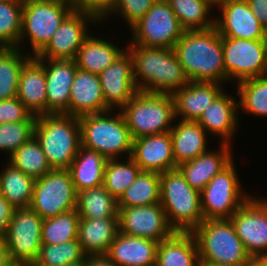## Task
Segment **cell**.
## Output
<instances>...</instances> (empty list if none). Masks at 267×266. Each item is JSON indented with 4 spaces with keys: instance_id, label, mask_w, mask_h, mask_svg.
I'll list each match as a JSON object with an SVG mask.
<instances>
[{
    "instance_id": "cell-57",
    "label": "cell",
    "mask_w": 267,
    "mask_h": 266,
    "mask_svg": "<svg viewBox=\"0 0 267 266\" xmlns=\"http://www.w3.org/2000/svg\"><path fill=\"white\" fill-rule=\"evenodd\" d=\"M9 266H21V265H18V264H15V263H11Z\"/></svg>"
},
{
    "instance_id": "cell-13",
    "label": "cell",
    "mask_w": 267,
    "mask_h": 266,
    "mask_svg": "<svg viewBox=\"0 0 267 266\" xmlns=\"http://www.w3.org/2000/svg\"><path fill=\"white\" fill-rule=\"evenodd\" d=\"M43 219L30 207L14 209L5 236L12 263L32 266L42 245Z\"/></svg>"
},
{
    "instance_id": "cell-39",
    "label": "cell",
    "mask_w": 267,
    "mask_h": 266,
    "mask_svg": "<svg viewBox=\"0 0 267 266\" xmlns=\"http://www.w3.org/2000/svg\"><path fill=\"white\" fill-rule=\"evenodd\" d=\"M122 160L124 161L108 159L104 169L103 186L116 200L121 197L141 172L131 157L126 158L127 161Z\"/></svg>"
},
{
    "instance_id": "cell-21",
    "label": "cell",
    "mask_w": 267,
    "mask_h": 266,
    "mask_svg": "<svg viewBox=\"0 0 267 266\" xmlns=\"http://www.w3.org/2000/svg\"><path fill=\"white\" fill-rule=\"evenodd\" d=\"M236 99L223 90L197 120L209 136L220 137V143L232 145V138L238 131L239 108Z\"/></svg>"
},
{
    "instance_id": "cell-44",
    "label": "cell",
    "mask_w": 267,
    "mask_h": 266,
    "mask_svg": "<svg viewBox=\"0 0 267 266\" xmlns=\"http://www.w3.org/2000/svg\"><path fill=\"white\" fill-rule=\"evenodd\" d=\"M157 0H116L112 11L126 20L129 28L135 25Z\"/></svg>"
},
{
    "instance_id": "cell-6",
    "label": "cell",
    "mask_w": 267,
    "mask_h": 266,
    "mask_svg": "<svg viewBox=\"0 0 267 266\" xmlns=\"http://www.w3.org/2000/svg\"><path fill=\"white\" fill-rule=\"evenodd\" d=\"M192 234L200 263L247 266L252 260L230 219L204 220Z\"/></svg>"
},
{
    "instance_id": "cell-48",
    "label": "cell",
    "mask_w": 267,
    "mask_h": 266,
    "mask_svg": "<svg viewBox=\"0 0 267 266\" xmlns=\"http://www.w3.org/2000/svg\"><path fill=\"white\" fill-rule=\"evenodd\" d=\"M252 13L263 27L267 26V0H247Z\"/></svg>"
},
{
    "instance_id": "cell-11",
    "label": "cell",
    "mask_w": 267,
    "mask_h": 266,
    "mask_svg": "<svg viewBox=\"0 0 267 266\" xmlns=\"http://www.w3.org/2000/svg\"><path fill=\"white\" fill-rule=\"evenodd\" d=\"M77 192L68 169H52L36 179L30 208L42 219L76 209Z\"/></svg>"
},
{
    "instance_id": "cell-35",
    "label": "cell",
    "mask_w": 267,
    "mask_h": 266,
    "mask_svg": "<svg viewBox=\"0 0 267 266\" xmlns=\"http://www.w3.org/2000/svg\"><path fill=\"white\" fill-rule=\"evenodd\" d=\"M160 203V173L141 171L117 200L118 207L147 206Z\"/></svg>"
},
{
    "instance_id": "cell-20",
    "label": "cell",
    "mask_w": 267,
    "mask_h": 266,
    "mask_svg": "<svg viewBox=\"0 0 267 266\" xmlns=\"http://www.w3.org/2000/svg\"><path fill=\"white\" fill-rule=\"evenodd\" d=\"M131 158L141 171L164 173L177 168L170 132L133 139Z\"/></svg>"
},
{
    "instance_id": "cell-26",
    "label": "cell",
    "mask_w": 267,
    "mask_h": 266,
    "mask_svg": "<svg viewBox=\"0 0 267 266\" xmlns=\"http://www.w3.org/2000/svg\"><path fill=\"white\" fill-rule=\"evenodd\" d=\"M17 98L33 115L47 114L46 72L36 57H32L21 70Z\"/></svg>"
},
{
    "instance_id": "cell-24",
    "label": "cell",
    "mask_w": 267,
    "mask_h": 266,
    "mask_svg": "<svg viewBox=\"0 0 267 266\" xmlns=\"http://www.w3.org/2000/svg\"><path fill=\"white\" fill-rule=\"evenodd\" d=\"M219 147L218 150H208L197 158L177 166L186 182L199 192L234 159L232 145L220 143Z\"/></svg>"
},
{
    "instance_id": "cell-41",
    "label": "cell",
    "mask_w": 267,
    "mask_h": 266,
    "mask_svg": "<svg viewBox=\"0 0 267 266\" xmlns=\"http://www.w3.org/2000/svg\"><path fill=\"white\" fill-rule=\"evenodd\" d=\"M78 238L61 244H42L39 255L32 266H65L67 264L86 261Z\"/></svg>"
},
{
    "instance_id": "cell-46",
    "label": "cell",
    "mask_w": 267,
    "mask_h": 266,
    "mask_svg": "<svg viewBox=\"0 0 267 266\" xmlns=\"http://www.w3.org/2000/svg\"><path fill=\"white\" fill-rule=\"evenodd\" d=\"M32 115L17 97L0 100V124L27 121Z\"/></svg>"
},
{
    "instance_id": "cell-49",
    "label": "cell",
    "mask_w": 267,
    "mask_h": 266,
    "mask_svg": "<svg viewBox=\"0 0 267 266\" xmlns=\"http://www.w3.org/2000/svg\"><path fill=\"white\" fill-rule=\"evenodd\" d=\"M86 266H117L111 262L105 255L87 256Z\"/></svg>"
},
{
    "instance_id": "cell-58",
    "label": "cell",
    "mask_w": 267,
    "mask_h": 266,
    "mask_svg": "<svg viewBox=\"0 0 267 266\" xmlns=\"http://www.w3.org/2000/svg\"><path fill=\"white\" fill-rule=\"evenodd\" d=\"M18 1H21V2H26V1H30V0H18Z\"/></svg>"
},
{
    "instance_id": "cell-50",
    "label": "cell",
    "mask_w": 267,
    "mask_h": 266,
    "mask_svg": "<svg viewBox=\"0 0 267 266\" xmlns=\"http://www.w3.org/2000/svg\"><path fill=\"white\" fill-rule=\"evenodd\" d=\"M11 263L6 239L0 236V266H9Z\"/></svg>"
},
{
    "instance_id": "cell-12",
    "label": "cell",
    "mask_w": 267,
    "mask_h": 266,
    "mask_svg": "<svg viewBox=\"0 0 267 266\" xmlns=\"http://www.w3.org/2000/svg\"><path fill=\"white\" fill-rule=\"evenodd\" d=\"M222 49L226 82L236 84L267 75V50L262 40L222 37Z\"/></svg>"
},
{
    "instance_id": "cell-2",
    "label": "cell",
    "mask_w": 267,
    "mask_h": 266,
    "mask_svg": "<svg viewBox=\"0 0 267 266\" xmlns=\"http://www.w3.org/2000/svg\"><path fill=\"white\" fill-rule=\"evenodd\" d=\"M125 46L132 55L134 80L139 91L172 95L190 82L174 49Z\"/></svg>"
},
{
    "instance_id": "cell-47",
    "label": "cell",
    "mask_w": 267,
    "mask_h": 266,
    "mask_svg": "<svg viewBox=\"0 0 267 266\" xmlns=\"http://www.w3.org/2000/svg\"><path fill=\"white\" fill-rule=\"evenodd\" d=\"M14 208L0 194V236L5 237L8 229V224L12 218Z\"/></svg>"
},
{
    "instance_id": "cell-28",
    "label": "cell",
    "mask_w": 267,
    "mask_h": 266,
    "mask_svg": "<svg viewBox=\"0 0 267 266\" xmlns=\"http://www.w3.org/2000/svg\"><path fill=\"white\" fill-rule=\"evenodd\" d=\"M176 120L169 132L175 164L178 166L208 151V133L197 121Z\"/></svg>"
},
{
    "instance_id": "cell-40",
    "label": "cell",
    "mask_w": 267,
    "mask_h": 266,
    "mask_svg": "<svg viewBox=\"0 0 267 266\" xmlns=\"http://www.w3.org/2000/svg\"><path fill=\"white\" fill-rule=\"evenodd\" d=\"M80 216L76 209L43 219L42 244H61L78 238Z\"/></svg>"
},
{
    "instance_id": "cell-7",
    "label": "cell",
    "mask_w": 267,
    "mask_h": 266,
    "mask_svg": "<svg viewBox=\"0 0 267 266\" xmlns=\"http://www.w3.org/2000/svg\"><path fill=\"white\" fill-rule=\"evenodd\" d=\"M120 111L132 139L169 132L176 120L171 94L138 91Z\"/></svg>"
},
{
    "instance_id": "cell-1",
    "label": "cell",
    "mask_w": 267,
    "mask_h": 266,
    "mask_svg": "<svg viewBox=\"0 0 267 266\" xmlns=\"http://www.w3.org/2000/svg\"><path fill=\"white\" fill-rule=\"evenodd\" d=\"M173 49L189 81L226 82L222 37L215 26L184 31Z\"/></svg>"
},
{
    "instance_id": "cell-17",
    "label": "cell",
    "mask_w": 267,
    "mask_h": 266,
    "mask_svg": "<svg viewBox=\"0 0 267 266\" xmlns=\"http://www.w3.org/2000/svg\"><path fill=\"white\" fill-rule=\"evenodd\" d=\"M89 23L99 24L90 15L73 10L36 58L74 59L84 40L90 35Z\"/></svg>"
},
{
    "instance_id": "cell-4",
    "label": "cell",
    "mask_w": 267,
    "mask_h": 266,
    "mask_svg": "<svg viewBox=\"0 0 267 266\" xmlns=\"http://www.w3.org/2000/svg\"><path fill=\"white\" fill-rule=\"evenodd\" d=\"M34 136L51 169H68L81 145L79 118L66 114L37 116Z\"/></svg>"
},
{
    "instance_id": "cell-51",
    "label": "cell",
    "mask_w": 267,
    "mask_h": 266,
    "mask_svg": "<svg viewBox=\"0 0 267 266\" xmlns=\"http://www.w3.org/2000/svg\"><path fill=\"white\" fill-rule=\"evenodd\" d=\"M247 266H267V258H252Z\"/></svg>"
},
{
    "instance_id": "cell-54",
    "label": "cell",
    "mask_w": 267,
    "mask_h": 266,
    "mask_svg": "<svg viewBox=\"0 0 267 266\" xmlns=\"http://www.w3.org/2000/svg\"><path fill=\"white\" fill-rule=\"evenodd\" d=\"M65 266H86V261H79V262H76V263L67 264Z\"/></svg>"
},
{
    "instance_id": "cell-22",
    "label": "cell",
    "mask_w": 267,
    "mask_h": 266,
    "mask_svg": "<svg viewBox=\"0 0 267 266\" xmlns=\"http://www.w3.org/2000/svg\"><path fill=\"white\" fill-rule=\"evenodd\" d=\"M217 82L190 81L172 94L175 118L183 121H197L203 111L213 103L225 89Z\"/></svg>"
},
{
    "instance_id": "cell-5",
    "label": "cell",
    "mask_w": 267,
    "mask_h": 266,
    "mask_svg": "<svg viewBox=\"0 0 267 266\" xmlns=\"http://www.w3.org/2000/svg\"><path fill=\"white\" fill-rule=\"evenodd\" d=\"M160 204L175 231L192 232L204 221L200 192L178 168L160 173Z\"/></svg>"
},
{
    "instance_id": "cell-8",
    "label": "cell",
    "mask_w": 267,
    "mask_h": 266,
    "mask_svg": "<svg viewBox=\"0 0 267 266\" xmlns=\"http://www.w3.org/2000/svg\"><path fill=\"white\" fill-rule=\"evenodd\" d=\"M73 11L67 3L56 0H30L22 9L21 34L18 47L29 39L32 57H36L49 43L65 18Z\"/></svg>"
},
{
    "instance_id": "cell-31",
    "label": "cell",
    "mask_w": 267,
    "mask_h": 266,
    "mask_svg": "<svg viewBox=\"0 0 267 266\" xmlns=\"http://www.w3.org/2000/svg\"><path fill=\"white\" fill-rule=\"evenodd\" d=\"M106 162L102 154L80 145L68 168L76 192L103 185Z\"/></svg>"
},
{
    "instance_id": "cell-25",
    "label": "cell",
    "mask_w": 267,
    "mask_h": 266,
    "mask_svg": "<svg viewBox=\"0 0 267 266\" xmlns=\"http://www.w3.org/2000/svg\"><path fill=\"white\" fill-rule=\"evenodd\" d=\"M159 242L118 232L105 255L117 266H156Z\"/></svg>"
},
{
    "instance_id": "cell-30",
    "label": "cell",
    "mask_w": 267,
    "mask_h": 266,
    "mask_svg": "<svg viewBox=\"0 0 267 266\" xmlns=\"http://www.w3.org/2000/svg\"><path fill=\"white\" fill-rule=\"evenodd\" d=\"M126 49L92 33L84 40L74 58L78 69L100 74Z\"/></svg>"
},
{
    "instance_id": "cell-10",
    "label": "cell",
    "mask_w": 267,
    "mask_h": 266,
    "mask_svg": "<svg viewBox=\"0 0 267 266\" xmlns=\"http://www.w3.org/2000/svg\"><path fill=\"white\" fill-rule=\"evenodd\" d=\"M131 41L126 45L173 49L184 29L166 0H157L131 27Z\"/></svg>"
},
{
    "instance_id": "cell-42",
    "label": "cell",
    "mask_w": 267,
    "mask_h": 266,
    "mask_svg": "<svg viewBox=\"0 0 267 266\" xmlns=\"http://www.w3.org/2000/svg\"><path fill=\"white\" fill-rule=\"evenodd\" d=\"M24 2L0 0V47H18Z\"/></svg>"
},
{
    "instance_id": "cell-19",
    "label": "cell",
    "mask_w": 267,
    "mask_h": 266,
    "mask_svg": "<svg viewBox=\"0 0 267 266\" xmlns=\"http://www.w3.org/2000/svg\"><path fill=\"white\" fill-rule=\"evenodd\" d=\"M215 27L221 37L262 40L263 26L252 13L247 0L233 1L219 7Z\"/></svg>"
},
{
    "instance_id": "cell-23",
    "label": "cell",
    "mask_w": 267,
    "mask_h": 266,
    "mask_svg": "<svg viewBox=\"0 0 267 266\" xmlns=\"http://www.w3.org/2000/svg\"><path fill=\"white\" fill-rule=\"evenodd\" d=\"M109 110L104 101L99 75L77 68L71 86L69 115L79 118Z\"/></svg>"
},
{
    "instance_id": "cell-37",
    "label": "cell",
    "mask_w": 267,
    "mask_h": 266,
    "mask_svg": "<svg viewBox=\"0 0 267 266\" xmlns=\"http://www.w3.org/2000/svg\"><path fill=\"white\" fill-rule=\"evenodd\" d=\"M8 163L35 180L52 170L35 136L22 144L8 158Z\"/></svg>"
},
{
    "instance_id": "cell-32",
    "label": "cell",
    "mask_w": 267,
    "mask_h": 266,
    "mask_svg": "<svg viewBox=\"0 0 267 266\" xmlns=\"http://www.w3.org/2000/svg\"><path fill=\"white\" fill-rule=\"evenodd\" d=\"M0 173V194L14 209L27 208L32 201L35 179L10 163Z\"/></svg>"
},
{
    "instance_id": "cell-14",
    "label": "cell",
    "mask_w": 267,
    "mask_h": 266,
    "mask_svg": "<svg viewBox=\"0 0 267 266\" xmlns=\"http://www.w3.org/2000/svg\"><path fill=\"white\" fill-rule=\"evenodd\" d=\"M251 258H267V198L251 196L230 218Z\"/></svg>"
},
{
    "instance_id": "cell-27",
    "label": "cell",
    "mask_w": 267,
    "mask_h": 266,
    "mask_svg": "<svg viewBox=\"0 0 267 266\" xmlns=\"http://www.w3.org/2000/svg\"><path fill=\"white\" fill-rule=\"evenodd\" d=\"M119 232V217L80 218L78 241L87 256L106 255Z\"/></svg>"
},
{
    "instance_id": "cell-38",
    "label": "cell",
    "mask_w": 267,
    "mask_h": 266,
    "mask_svg": "<svg viewBox=\"0 0 267 266\" xmlns=\"http://www.w3.org/2000/svg\"><path fill=\"white\" fill-rule=\"evenodd\" d=\"M240 112L267 118V75L241 81L237 84Z\"/></svg>"
},
{
    "instance_id": "cell-16",
    "label": "cell",
    "mask_w": 267,
    "mask_h": 266,
    "mask_svg": "<svg viewBox=\"0 0 267 266\" xmlns=\"http://www.w3.org/2000/svg\"><path fill=\"white\" fill-rule=\"evenodd\" d=\"M105 104L110 110H121L139 91L134 80L133 59L125 49L99 74Z\"/></svg>"
},
{
    "instance_id": "cell-55",
    "label": "cell",
    "mask_w": 267,
    "mask_h": 266,
    "mask_svg": "<svg viewBox=\"0 0 267 266\" xmlns=\"http://www.w3.org/2000/svg\"><path fill=\"white\" fill-rule=\"evenodd\" d=\"M200 266H237V265H221V264H212V263H200Z\"/></svg>"
},
{
    "instance_id": "cell-36",
    "label": "cell",
    "mask_w": 267,
    "mask_h": 266,
    "mask_svg": "<svg viewBox=\"0 0 267 266\" xmlns=\"http://www.w3.org/2000/svg\"><path fill=\"white\" fill-rule=\"evenodd\" d=\"M181 27L186 30H205L215 26V16L211 18L209 0H166Z\"/></svg>"
},
{
    "instance_id": "cell-53",
    "label": "cell",
    "mask_w": 267,
    "mask_h": 266,
    "mask_svg": "<svg viewBox=\"0 0 267 266\" xmlns=\"http://www.w3.org/2000/svg\"><path fill=\"white\" fill-rule=\"evenodd\" d=\"M262 41H263L264 47L267 50V26L263 28V38H262Z\"/></svg>"
},
{
    "instance_id": "cell-33",
    "label": "cell",
    "mask_w": 267,
    "mask_h": 266,
    "mask_svg": "<svg viewBox=\"0 0 267 266\" xmlns=\"http://www.w3.org/2000/svg\"><path fill=\"white\" fill-rule=\"evenodd\" d=\"M31 58L19 47H0V100L17 97L21 70Z\"/></svg>"
},
{
    "instance_id": "cell-34",
    "label": "cell",
    "mask_w": 267,
    "mask_h": 266,
    "mask_svg": "<svg viewBox=\"0 0 267 266\" xmlns=\"http://www.w3.org/2000/svg\"><path fill=\"white\" fill-rule=\"evenodd\" d=\"M76 211L86 219L119 217L117 200L103 185L77 192Z\"/></svg>"
},
{
    "instance_id": "cell-9",
    "label": "cell",
    "mask_w": 267,
    "mask_h": 266,
    "mask_svg": "<svg viewBox=\"0 0 267 266\" xmlns=\"http://www.w3.org/2000/svg\"><path fill=\"white\" fill-rule=\"evenodd\" d=\"M232 160L200 192L204 220L229 219L250 197L240 184Z\"/></svg>"
},
{
    "instance_id": "cell-52",
    "label": "cell",
    "mask_w": 267,
    "mask_h": 266,
    "mask_svg": "<svg viewBox=\"0 0 267 266\" xmlns=\"http://www.w3.org/2000/svg\"><path fill=\"white\" fill-rule=\"evenodd\" d=\"M233 1H238V0H209L211 7L214 9L221 7L224 4L233 2ZM216 6V7H215Z\"/></svg>"
},
{
    "instance_id": "cell-56",
    "label": "cell",
    "mask_w": 267,
    "mask_h": 266,
    "mask_svg": "<svg viewBox=\"0 0 267 266\" xmlns=\"http://www.w3.org/2000/svg\"><path fill=\"white\" fill-rule=\"evenodd\" d=\"M56 1H61V2H64V3H67V4L71 5V6H73L75 0H56Z\"/></svg>"
},
{
    "instance_id": "cell-3",
    "label": "cell",
    "mask_w": 267,
    "mask_h": 266,
    "mask_svg": "<svg viewBox=\"0 0 267 266\" xmlns=\"http://www.w3.org/2000/svg\"><path fill=\"white\" fill-rule=\"evenodd\" d=\"M79 117L81 145L108 159L129 158L133 139L120 110ZM121 154V155H120Z\"/></svg>"
},
{
    "instance_id": "cell-18",
    "label": "cell",
    "mask_w": 267,
    "mask_h": 266,
    "mask_svg": "<svg viewBox=\"0 0 267 266\" xmlns=\"http://www.w3.org/2000/svg\"><path fill=\"white\" fill-rule=\"evenodd\" d=\"M37 59L46 72L47 114L69 115L71 86L77 70L75 60Z\"/></svg>"
},
{
    "instance_id": "cell-43",
    "label": "cell",
    "mask_w": 267,
    "mask_h": 266,
    "mask_svg": "<svg viewBox=\"0 0 267 266\" xmlns=\"http://www.w3.org/2000/svg\"><path fill=\"white\" fill-rule=\"evenodd\" d=\"M37 116L32 115L27 121L0 124V153L10 157L22 144L34 136Z\"/></svg>"
},
{
    "instance_id": "cell-15",
    "label": "cell",
    "mask_w": 267,
    "mask_h": 266,
    "mask_svg": "<svg viewBox=\"0 0 267 266\" xmlns=\"http://www.w3.org/2000/svg\"><path fill=\"white\" fill-rule=\"evenodd\" d=\"M118 209L120 233L160 243L176 232L160 203Z\"/></svg>"
},
{
    "instance_id": "cell-29",
    "label": "cell",
    "mask_w": 267,
    "mask_h": 266,
    "mask_svg": "<svg viewBox=\"0 0 267 266\" xmlns=\"http://www.w3.org/2000/svg\"><path fill=\"white\" fill-rule=\"evenodd\" d=\"M156 266H200L198 246L192 232L176 231L161 241Z\"/></svg>"
},
{
    "instance_id": "cell-45",
    "label": "cell",
    "mask_w": 267,
    "mask_h": 266,
    "mask_svg": "<svg viewBox=\"0 0 267 266\" xmlns=\"http://www.w3.org/2000/svg\"><path fill=\"white\" fill-rule=\"evenodd\" d=\"M115 4L116 0H75L72 7L74 11L90 15L102 24L111 17Z\"/></svg>"
}]
</instances>
